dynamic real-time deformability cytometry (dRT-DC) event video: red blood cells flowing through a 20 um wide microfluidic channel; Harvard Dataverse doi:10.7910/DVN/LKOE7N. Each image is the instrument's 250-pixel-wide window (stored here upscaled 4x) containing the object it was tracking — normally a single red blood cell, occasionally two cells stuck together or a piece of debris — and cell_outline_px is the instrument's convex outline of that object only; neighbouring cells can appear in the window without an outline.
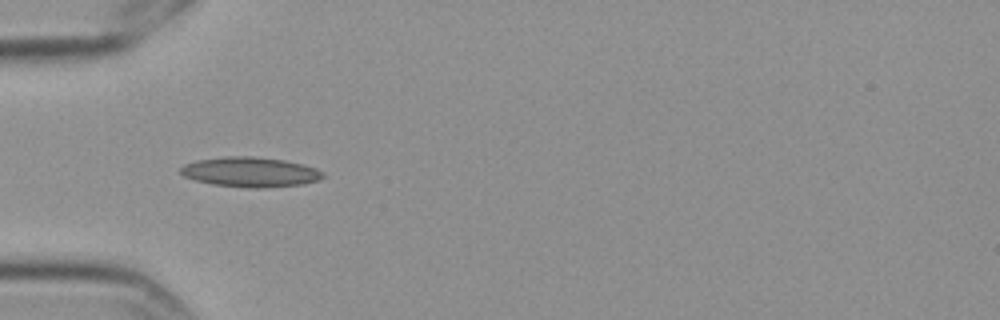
{"species": "Egyptian fruit bat (a non-hibernating species)", "species_latin": "Rousettus aegyptiacus", "temperature_condition": "cold", "stored_images_in_passage": 6, "camera_frame_rate_fps": 3000, "um_per_image_px": 0.085, "frame": {"image": 1, "passage_image": 6, "time_ms": 1.667, "image_size_px": [1000, 320], "cell_outline_px": [[324, 176], [316, 180], [304, 184], [264, 188], [248, 188], [212, 184], [196, 180], [184, 176], [180, 172], [180, 168], [184, 164], [196, 160], [224, 156], [252, 156], [284, 160], [316, 168], [324, 172]], "centroid_in_image_um": [21.25, 14.62], "position_along_channel_um": 63.7, "area_um2": 24.8}}